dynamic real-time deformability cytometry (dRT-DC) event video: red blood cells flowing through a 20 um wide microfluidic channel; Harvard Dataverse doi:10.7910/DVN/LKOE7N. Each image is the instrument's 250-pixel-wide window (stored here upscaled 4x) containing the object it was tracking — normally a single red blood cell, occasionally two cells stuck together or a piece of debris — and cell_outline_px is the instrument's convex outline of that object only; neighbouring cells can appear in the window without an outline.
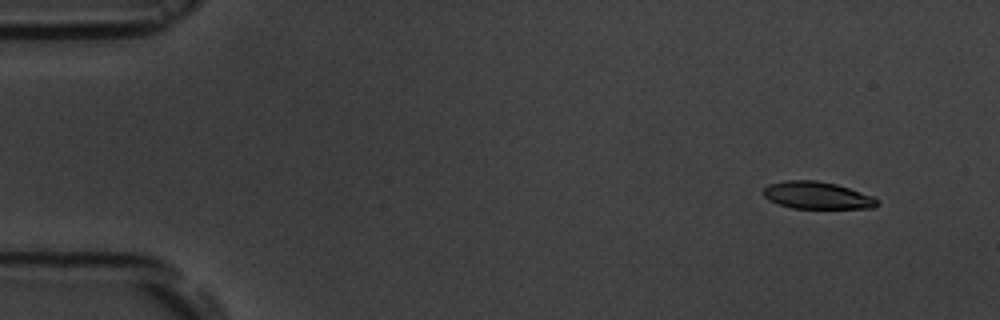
{"species": "common noctule bat (a hibernating species)", "species_latin": "Nyctalus noctula", "temperature_condition": "room temperature", "stored_images_in_passage": 7, "camera_frame_rate_fps": 3000, "um_per_image_px": 0.085, "animal": {"sex": "male", "body_mass_g": 19.5, "forearm_length_mm": 54.6}, "frame": {"image": 1, "passage_image": 2, "time_ms": 1.333, "image_size_px": [1000, 320], "cell_outline_px": [[880, 204], [872, 208], [792, 208], [768, 200], [764, 196], [764, 188], [768, 184], [784, 180], [816, 180], [836, 184], [872, 196], [880, 200]], "centroid_in_image_um": [69.45, 16.6], "position_along_channel_um": 15.5, "area_um2": 18.03}}
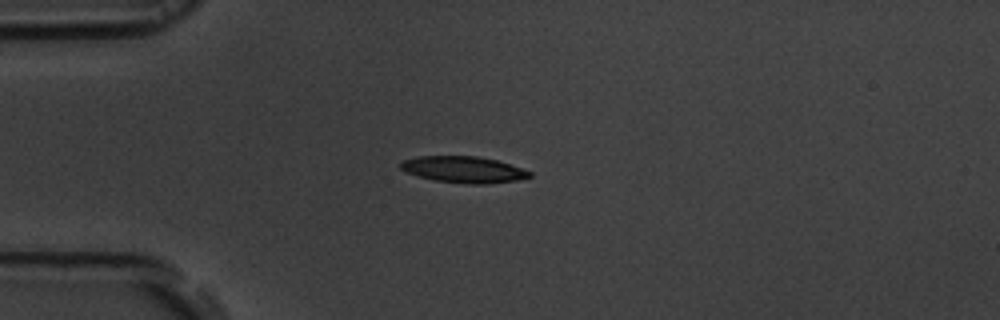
{"frame": {"image": 2, "passage_image": 5, "time_ms": 4.667, "image_size_px": [1000, 320], "cell_outline_px": [[532, 176], [516, 180], [484, 184], [468, 184], [436, 180], [420, 176], [408, 172], [400, 168], [400, 164], [404, 160], [420, 156], [476, 156], [496, 160], [532, 172]], "centroid_in_image_um": [39.42, 14.41], "position_along_channel_um": 45.6, "area_um2": 19.42}}
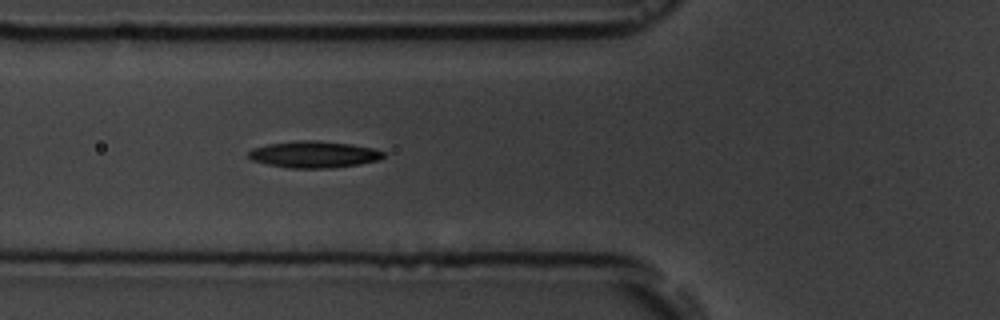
{"frame": {"image": 3, "passage_image": 7, "time_ms": 6.667, "image_size_px": [1000, 320], "cell_outline_px": [[384, 156], [380, 160], [360, 164], [328, 168], [288, 168], [268, 164], [252, 160], [248, 156], [248, 152], [252, 148], [268, 144], [300, 140], [312, 140], [352, 144], [372, 148], [384, 152]], "centroid_in_image_um": [26.68, 13.13], "position_along_channel_um": 99.1, "area_um2": 20.87}}